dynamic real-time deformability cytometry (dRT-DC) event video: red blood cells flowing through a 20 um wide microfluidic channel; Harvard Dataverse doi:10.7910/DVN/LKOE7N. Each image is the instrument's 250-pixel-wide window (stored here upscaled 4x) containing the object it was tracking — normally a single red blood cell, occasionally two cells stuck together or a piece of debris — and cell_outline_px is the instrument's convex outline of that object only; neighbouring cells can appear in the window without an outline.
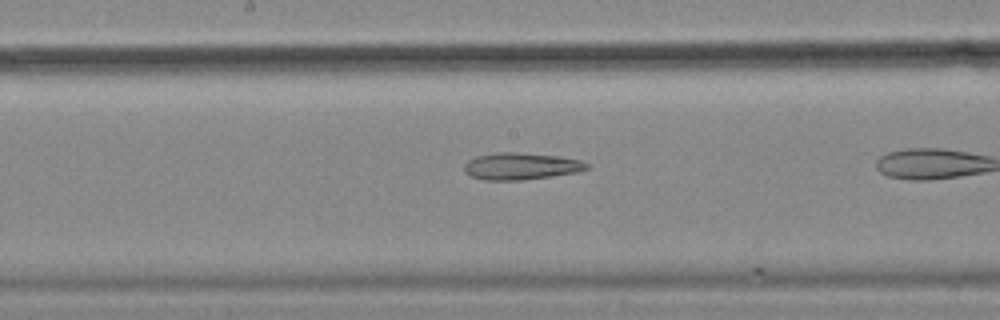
{"species": "common noctule bat (a hibernating species)", "species_latin": "Nyctalus noctula", "temperature_condition": "cold", "stored_images_in_passage": 32, "camera_frame_rate_fps": 3000, "um_per_image_px": 0.085, "animal": {"sex": "female", "body_mass_g": 18.4}, "frame": {"image": 1, "passage_image": 17, "time_ms": 5.333, "image_size_px": [1000, 320], "cell_outline_px": [[592, 168], [576, 172], [552, 176], [520, 180], [484, 180], [472, 176], [464, 172], [464, 164], [468, 160], [476, 156], [496, 152], [516, 152], [560, 156], [580, 160], [588, 164]], "centroid_in_image_um": [44.28, 14.12], "position_along_channel_um": 203.9, "area_um2": 19.31}}
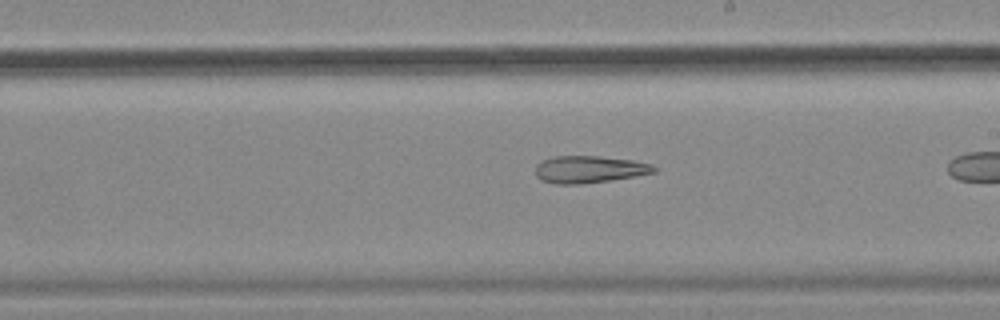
{"frame": {"image": 2, "passage_image": 20, "time_ms": 6.333, "image_size_px": [1000, 320], "cell_outline_px": [[656, 172], [636, 176], [580, 184], [556, 184], [540, 180], [536, 176], [536, 164], [552, 156], [600, 156], [632, 160], [652, 164], [656, 168]], "centroid_in_image_um": [50.07, 14.39], "position_along_channel_um": 238.9, "area_um2": 18.73}}
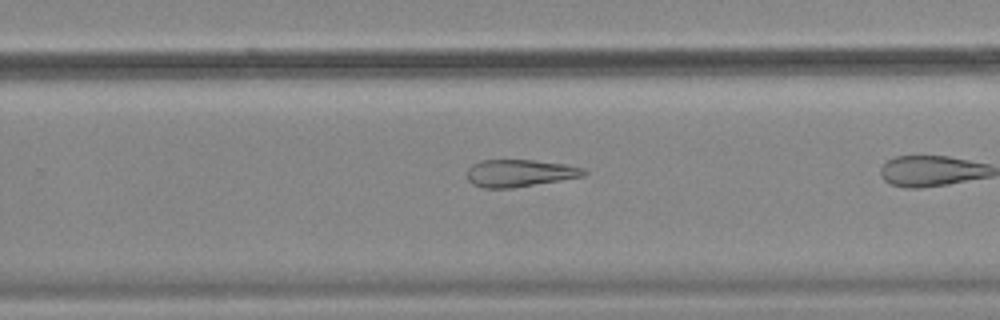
{"frame": {"image": 3, "passage_image": 24, "time_ms": 7.667, "image_size_px": [1000, 320], "cell_outline_px": [[588, 172], [584, 176], [512, 188], [484, 188], [472, 184], [468, 180], [468, 168], [472, 164], [480, 160], [532, 160], [564, 164], [584, 168]], "centroid_in_image_um": [44.16, 14.71], "position_along_channel_um": 285.6, "area_um2": 18.5}}